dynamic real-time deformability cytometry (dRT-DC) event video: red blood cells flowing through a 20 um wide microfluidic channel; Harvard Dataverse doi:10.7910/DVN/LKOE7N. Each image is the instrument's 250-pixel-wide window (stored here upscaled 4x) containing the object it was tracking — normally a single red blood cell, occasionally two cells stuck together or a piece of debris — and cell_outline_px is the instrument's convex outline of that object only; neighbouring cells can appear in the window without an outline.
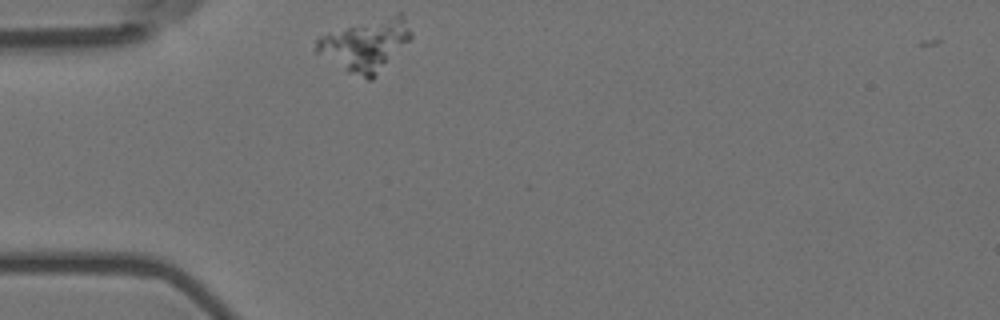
{"species": "Egyptian fruit bat (a non-hibernating species)", "species_latin": "Rousettus aegyptiacus", "temperature_condition": "room temperature", "stored_images_in_passage": 3, "camera_frame_rate_fps": 3000, "um_per_image_px": 0.085, "animal": {"sex": "female"}, "frame": {"image": 1, "passage_image": 2, "time_ms": 0.333, "image_size_px": [1000, 320], "cell_outline_px": [[412, 36], [376, 76], [372, 80], [368, 80], [348, 72], [316, 52], [316, 36], [396, 12], [400, 12], [412, 32]], "centroid_in_image_um": [31.06, 3.8], "position_along_channel_um": 53.9, "area_um2": 28.32}}